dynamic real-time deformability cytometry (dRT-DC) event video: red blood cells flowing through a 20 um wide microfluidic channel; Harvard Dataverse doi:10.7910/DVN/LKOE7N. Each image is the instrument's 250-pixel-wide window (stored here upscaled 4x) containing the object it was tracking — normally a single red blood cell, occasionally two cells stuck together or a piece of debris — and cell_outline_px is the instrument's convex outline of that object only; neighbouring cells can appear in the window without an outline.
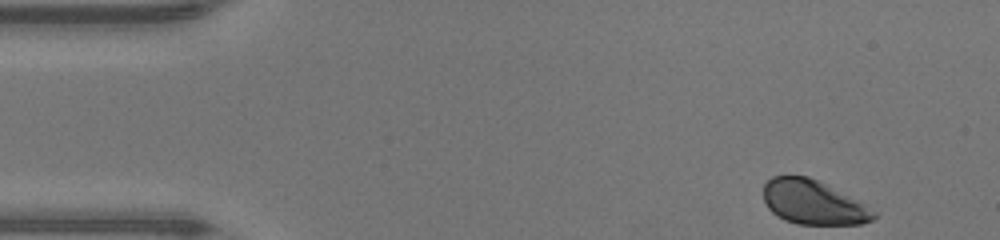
{"species": "human", "species_latin": "Homo sapiens", "temperature_condition": "warm", "stored_images_in_passage": 44, "camera_frame_rate_fps": 3000, "um_per_image_px": 0.085, "donor": {"sex": "male"}, "frame": {"image": 1, "passage_image": 1, "time_ms": 0.0, "image_size_px": [1000, 240], "cell_outline_px": [[876, 216], [872, 220], [860, 224], [796, 224], [784, 220], [772, 212], [768, 208], [764, 200], [764, 184], [772, 176], [808, 176], [820, 180], [860, 200], [876, 212]], "centroid_in_image_um": [69.15, 17.19], "position_along_channel_um": 15.9, "area_um2": 28.73}}
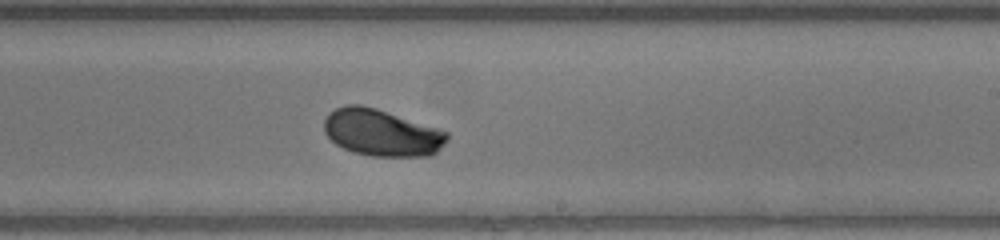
{"frame": {"image": 2, "passage_image": 25, "time_ms": 8.0, "image_size_px": [1000, 240], "cell_outline_px": [[448, 140], [432, 156], [372, 156], [352, 152], [336, 144], [324, 132], [324, 120], [328, 112], [344, 104], [360, 104], [376, 108], [440, 128], [448, 132]], "centroid_in_image_um": [32.44, 11.27], "position_along_channel_um": 256.6, "area_um2": 33.87}}
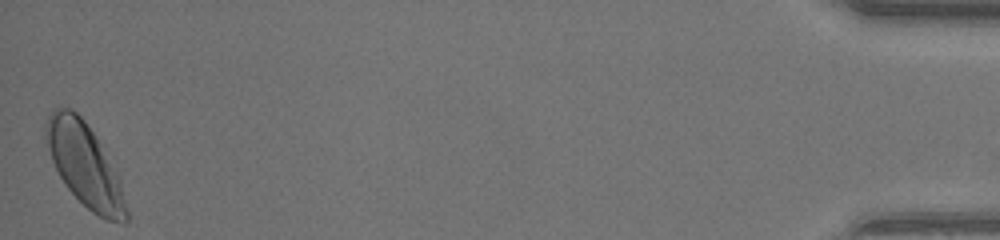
{"frame": {"image": 3, "passage_image": 44, "time_ms": 14.333, "image_size_px": [1000, 240], "cell_outline_px": [[128, 220], [124, 224], [104, 220], [92, 212], [64, 184], [52, 160], [48, 148], [44, 132], [44, 124], [48, 116], [56, 108], [68, 108], [76, 112], [84, 120], [92, 132], [120, 176], [128, 212]], "centroid_in_image_um": [7.23, 14.07], "position_along_channel_um": 428.0, "area_um2": 38.67}, "authors_computed_cell_mechanics": {"area_um2": 33.6396, "velocity_mm_per_s": 4.3445, "shape_relaxation_time_tau1_ms": 1.9504, "shape_relaxation_time_tau2_ms": null, "deformation_change_tau1": 0.1043, "deformation_change_tau2": null}}